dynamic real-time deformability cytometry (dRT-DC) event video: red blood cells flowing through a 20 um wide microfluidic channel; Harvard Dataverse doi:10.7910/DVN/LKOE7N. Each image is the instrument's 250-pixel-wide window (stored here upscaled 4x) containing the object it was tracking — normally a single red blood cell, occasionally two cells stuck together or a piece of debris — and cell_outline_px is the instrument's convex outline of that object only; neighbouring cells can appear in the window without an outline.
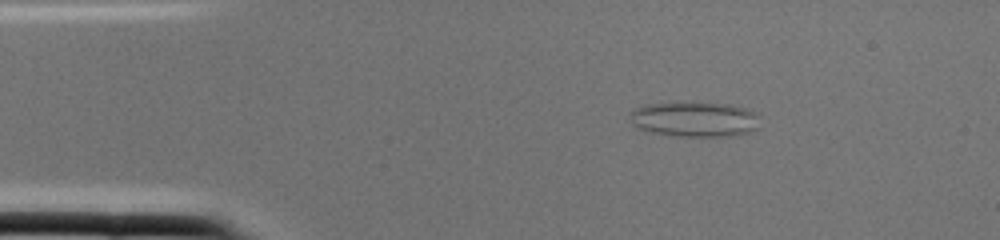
{"species": "common noctule bat (a hibernating species)", "species_latin": "Nyctalus noctula", "temperature_condition": "cold", "stored_images_in_passage": 1, "camera_frame_rate_fps": 3000, "um_per_image_px": 0.085, "animal": {"sex": "female", "body_mass_g": 22.0, "forearm_length_mm": 56.7}, "frame": {"image": 1, "passage_image": 1, "time_ms": 0.0, "image_size_px": [1000, 240], "cell_outline_px": [[760, 128], [748, 132], [732, 136], [676, 136], [644, 132], [636, 128], [632, 124], [632, 112], [636, 108], [644, 104], [696, 100], [732, 104], [756, 112]], "centroid_in_image_um": [59.04, 10.11], "position_along_channel_um": 26.0, "area_um2": 27.57}}